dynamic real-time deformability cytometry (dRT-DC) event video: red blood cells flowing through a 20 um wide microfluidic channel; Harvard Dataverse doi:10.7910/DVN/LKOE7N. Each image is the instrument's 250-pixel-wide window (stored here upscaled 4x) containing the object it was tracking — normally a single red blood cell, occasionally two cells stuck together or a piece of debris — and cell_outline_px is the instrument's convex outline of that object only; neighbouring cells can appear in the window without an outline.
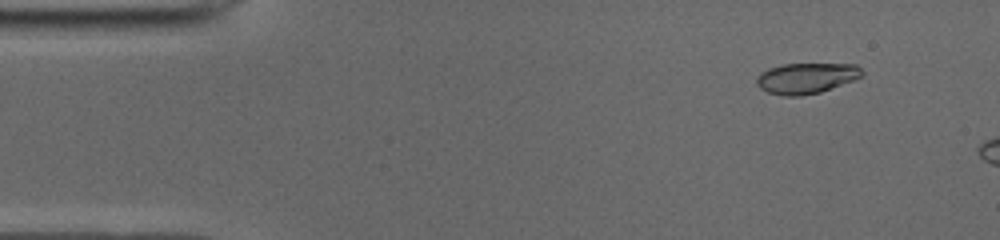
{"species": "common noctule bat (a hibernating species)", "species_latin": "Nyctalus noctula", "temperature_condition": "cold", "stored_images_in_passage": 5, "camera_frame_rate_fps": 3000, "um_per_image_px": 0.085, "animal": {"sex": "male", "body_mass_g": 19.0, "forearm_length_mm": 50.8}, "frame": {"image": 1, "passage_image": 1, "time_ms": 0.0, "image_size_px": [1000, 240], "cell_outline_px": [[864, 76], [820, 92], [800, 96], [784, 96], [768, 92], [760, 88], [756, 84], [756, 76], [760, 72], [768, 68], [784, 64], [856, 64], [864, 72]], "centroid_in_image_um": [68.52, 6.64], "position_along_channel_um": 16.5, "area_um2": 18.9}}